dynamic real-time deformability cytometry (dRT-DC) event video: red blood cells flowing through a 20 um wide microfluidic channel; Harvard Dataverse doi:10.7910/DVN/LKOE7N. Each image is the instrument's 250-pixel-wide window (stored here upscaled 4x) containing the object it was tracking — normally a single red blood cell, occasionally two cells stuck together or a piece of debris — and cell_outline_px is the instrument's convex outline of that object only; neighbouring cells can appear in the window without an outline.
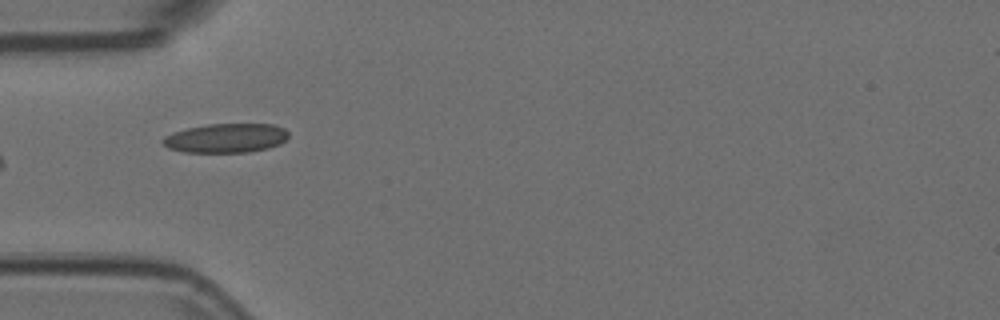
{"species": "Egyptian fruit bat (a non-hibernating species)", "species_latin": "Rousettus aegyptiacus", "temperature_condition": "room temperature", "stored_images_in_passage": 38, "camera_frame_rate_fps": 3000, "um_per_image_px": 0.085, "animal": {"sex": "female"}, "frame": {"image": 1, "passage_image": 1, "time_ms": 0.0, "image_size_px": [1000, 320], "cell_outline_px": [[288, 136], [280, 144], [268, 148], [248, 152], [184, 152], [168, 148], [160, 140], [164, 136], [172, 132], [188, 128], [208, 124], [272, 124], [284, 128], [288, 132]], "centroid_in_image_um": [19.19, 11.73], "position_along_channel_um": 65.8, "area_um2": 21.39}}
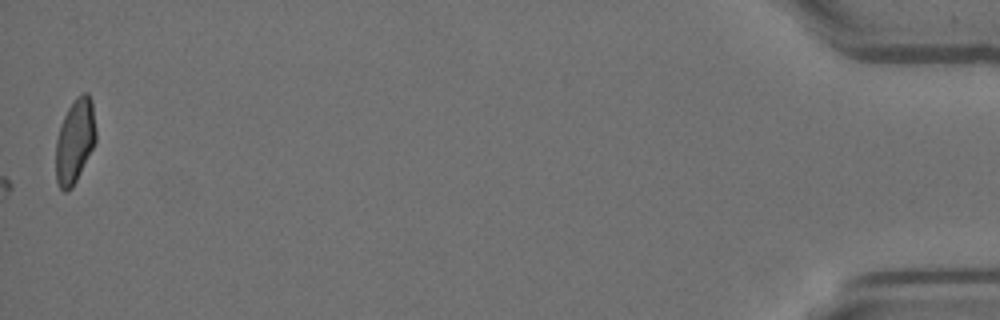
{"frame": {"image": 2, "passage_image": 38, "time_ms": 12.333, "image_size_px": [1000, 320], "cell_outline_px": [[96, 140], [72, 188], [68, 192], [64, 192], [60, 188], [56, 180], [56, 140], [60, 124], [68, 108], [76, 96], [84, 92], [88, 92], [92, 100], [96, 132]], "centroid_in_image_um": [6.36, 11.96], "position_along_channel_um": 428.8, "area_um2": 19.65}}